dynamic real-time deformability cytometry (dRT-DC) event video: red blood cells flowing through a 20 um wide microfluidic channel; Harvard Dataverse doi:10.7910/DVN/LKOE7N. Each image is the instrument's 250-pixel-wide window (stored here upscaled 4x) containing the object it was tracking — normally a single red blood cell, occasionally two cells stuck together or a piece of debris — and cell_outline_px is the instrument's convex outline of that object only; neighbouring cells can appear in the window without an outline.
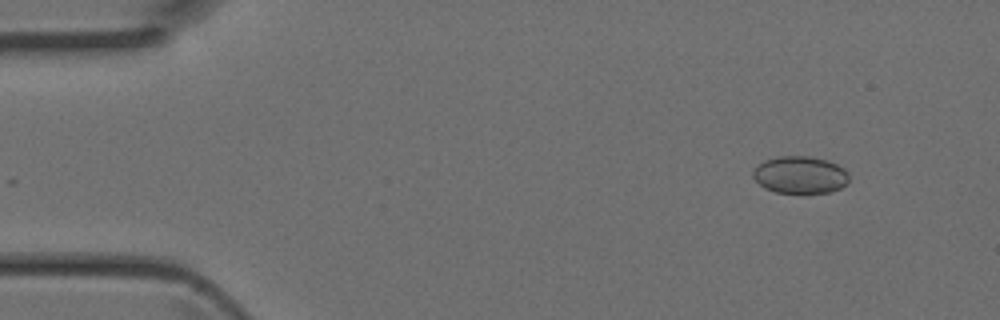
{"species": "Egyptian fruit bat (a non-hibernating species)", "species_latin": "Rousettus aegyptiacus", "temperature_condition": "room temperature", "stored_images_in_passage": 45, "camera_frame_rate_fps": 3000, "um_per_image_px": 0.085, "animal": {"sex": "female"}, "frame": {"image": 1, "passage_image": 5, "time_ms": 1.333, "image_size_px": [1000, 320], "cell_outline_px": [[848, 180], [840, 188], [832, 192], [776, 192], [764, 188], [752, 176], [752, 172], [764, 160], [780, 156], [808, 156], [824, 160], [836, 164], [844, 168], [848, 172]], "centroid_in_image_um": [68.0, 14.86], "position_along_channel_um": 17.0, "area_um2": 20.52}}
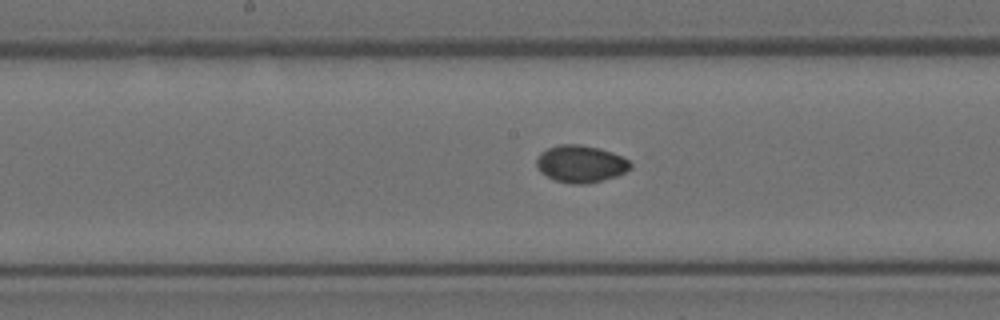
{"frame": {"image": 2, "passage_image": 23, "time_ms": 7.333, "image_size_px": [1000, 320], "cell_outline_px": [[632, 168], [616, 176], [588, 184], [572, 184], [556, 180], [540, 172], [536, 164], [536, 160], [540, 152], [548, 148], [560, 144], [580, 144], [600, 148], [612, 152], [628, 160], [632, 164]], "centroid_in_image_um": [49.36, 13.92], "position_along_channel_um": 198.8, "area_um2": 20.35}}
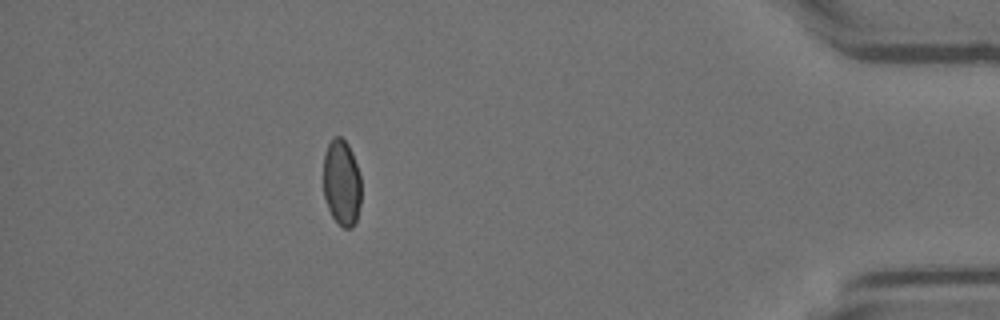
{"frame": {"image": 3, "passage_image": 40, "time_ms": 13.0, "image_size_px": [1000, 320], "cell_outline_px": [[360, 204], [356, 220], [352, 228], [344, 228], [332, 216], [328, 208], [324, 196], [324, 156], [328, 144], [332, 136], [340, 136], [348, 144], [352, 152], [360, 176]], "centroid_in_image_um": [29.04, 15.51], "position_along_channel_um": 406.2, "area_um2": 18.9}}